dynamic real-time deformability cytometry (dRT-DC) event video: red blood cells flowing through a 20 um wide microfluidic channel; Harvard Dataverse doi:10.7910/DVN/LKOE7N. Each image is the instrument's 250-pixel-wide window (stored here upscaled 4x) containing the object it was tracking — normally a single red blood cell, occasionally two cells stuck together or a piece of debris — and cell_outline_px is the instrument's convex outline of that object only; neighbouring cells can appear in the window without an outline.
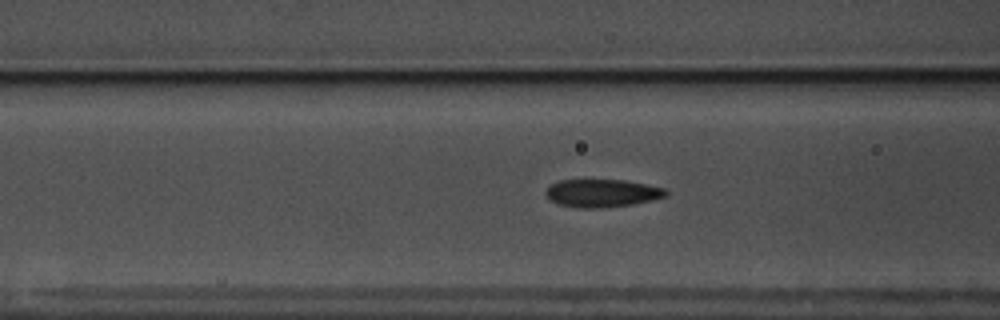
{"species": "common noctule bat (a hibernating species)", "species_latin": "Nyctalus noctula", "temperature_condition": "warm", "stored_images_in_passage": 9, "camera_frame_rate_fps": 3000, "um_per_image_px": 0.085, "animal": {"sex": "male", "body_mass_g": 17.5, "forearm_length_mm": 52.3}, "frame": {"image": 1, "passage_image": 7, "time_ms": 2.0, "image_size_px": [1000, 320], "cell_outline_px": [[668, 196], [652, 200], [632, 204], [600, 208], [576, 208], [560, 204], [552, 200], [544, 192], [552, 184], [560, 180], [624, 180], [648, 184], [664, 188], [668, 192]], "centroid_in_image_um": [51.22, 16.41], "position_along_channel_um": 115.4, "area_um2": 19.42}}